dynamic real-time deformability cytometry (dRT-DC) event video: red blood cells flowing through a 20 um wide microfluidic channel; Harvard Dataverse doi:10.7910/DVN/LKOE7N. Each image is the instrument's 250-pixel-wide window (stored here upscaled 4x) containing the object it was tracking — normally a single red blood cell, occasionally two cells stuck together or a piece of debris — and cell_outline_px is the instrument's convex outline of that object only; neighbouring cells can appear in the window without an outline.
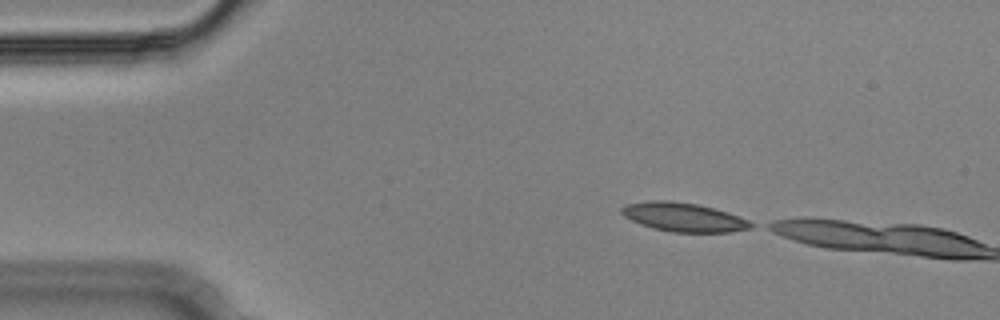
{"species": "Egyptian fruit bat (a non-hibernating species)", "species_latin": "Rousettus aegyptiacus", "temperature_condition": "cold", "stored_images_in_passage": 3, "camera_frame_rate_fps": 3000, "um_per_image_px": 0.085, "animal": {"sex": "male"}, "frame": {"image": 1, "passage_image": 1, "time_ms": 0.0, "image_size_px": [1000, 320], "cell_outline_px": [[756, 224], [752, 228], [732, 232], [672, 232], [652, 228], [640, 224], [624, 216], [620, 212], [620, 208], [628, 204], [652, 200], [668, 200], [696, 204], [728, 212], [748, 220]], "centroid_in_image_um": [58.12, 18.47], "position_along_channel_um": 26.9, "area_um2": 21.73}}